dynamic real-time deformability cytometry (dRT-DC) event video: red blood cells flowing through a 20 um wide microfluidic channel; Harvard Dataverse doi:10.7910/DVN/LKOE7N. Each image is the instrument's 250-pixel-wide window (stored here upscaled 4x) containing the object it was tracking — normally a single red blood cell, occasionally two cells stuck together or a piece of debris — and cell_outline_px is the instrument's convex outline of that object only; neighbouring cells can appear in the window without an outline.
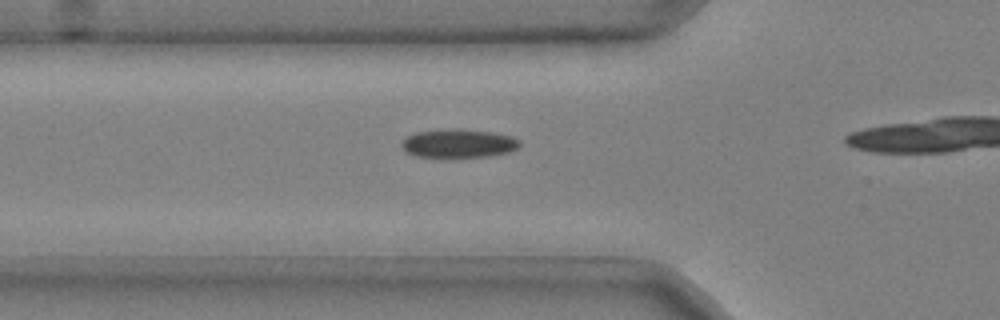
{"species": "common noctule bat (a hibernating species)", "species_latin": "Nyctalus noctula", "temperature_condition": "cold", "stored_images_in_passage": 18, "camera_frame_rate_fps": 3000, "um_per_image_px": 0.085, "animal": {"sex": "male", "body_mass_g": 20.4}, "frame": {"image": 1, "passage_image": 13, "time_ms": 4.0, "image_size_px": [1000, 320], "cell_outline_px": [[520, 148], [508, 152], [488, 156], [444, 160], [416, 156], [408, 152], [400, 144], [408, 136], [416, 132], [456, 128], [492, 132], [512, 136], [520, 140]], "centroid_in_image_um": [38.99, 12.23], "position_along_channel_um": 86.8, "area_um2": 20.35}}
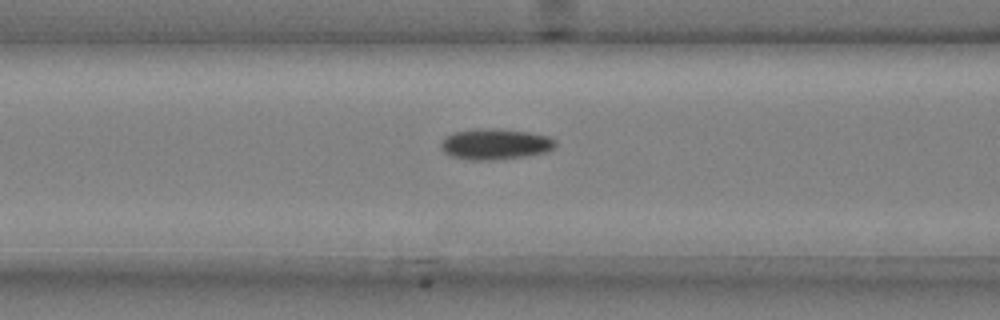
{"frame": {"image": 2, "passage_image": 16, "time_ms": 5.0, "image_size_px": [1000, 320], "cell_outline_px": [[556, 144], [548, 152], [524, 156], [492, 160], [464, 160], [452, 156], [444, 152], [440, 148], [440, 140], [444, 136], [452, 132], [476, 128], [492, 128], [528, 132], [548, 136], [556, 140]], "centroid_in_image_um": [42.03, 12.24], "position_along_channel_um": 124.6, "area_um2": 20.87}}